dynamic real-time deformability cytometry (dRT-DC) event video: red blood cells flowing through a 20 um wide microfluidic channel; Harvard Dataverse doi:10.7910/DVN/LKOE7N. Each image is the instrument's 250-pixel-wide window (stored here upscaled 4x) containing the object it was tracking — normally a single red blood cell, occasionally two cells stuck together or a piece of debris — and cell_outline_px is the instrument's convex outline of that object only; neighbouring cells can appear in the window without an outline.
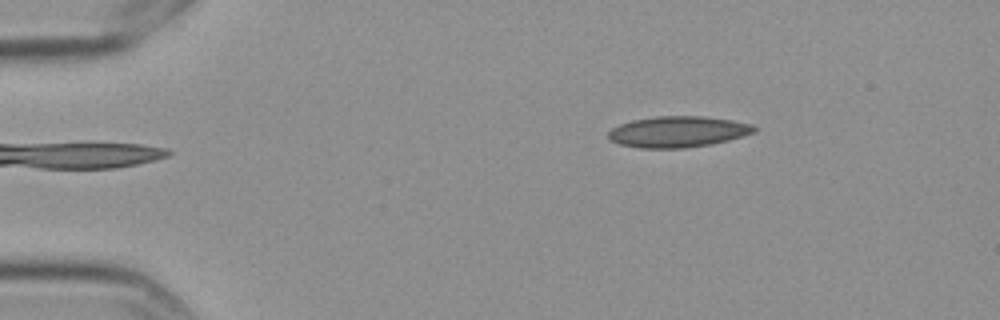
{"species": "Egyptian fruit bat (a non-hibernating species)", "species_latin": "Rousettus aegyptiacus", "temperature_condition": "cold", "stored_images_in_passage": 2, "camera_frame_rate_fps": 3000, "um_per_image_px": 0.085, "frame": {"image": 1, "passage_image": 2, "time_ms": 0.333, "image_size_px": [1000, 320], "cell_outline_px": [[760, 128], [756, 132], [728, 140], [712, 144], [684, 148], [640, 148], [620, 144], [608, 140], [608, 132], [612, 128], [620, 124], [632, 120], [656, 116], [704, 116], [732, 120], [752, 124]], "centroid_in_image_um": [57.64, 11.19], "position_along_channel_um": 27.4, "area_um2": 26.59}}